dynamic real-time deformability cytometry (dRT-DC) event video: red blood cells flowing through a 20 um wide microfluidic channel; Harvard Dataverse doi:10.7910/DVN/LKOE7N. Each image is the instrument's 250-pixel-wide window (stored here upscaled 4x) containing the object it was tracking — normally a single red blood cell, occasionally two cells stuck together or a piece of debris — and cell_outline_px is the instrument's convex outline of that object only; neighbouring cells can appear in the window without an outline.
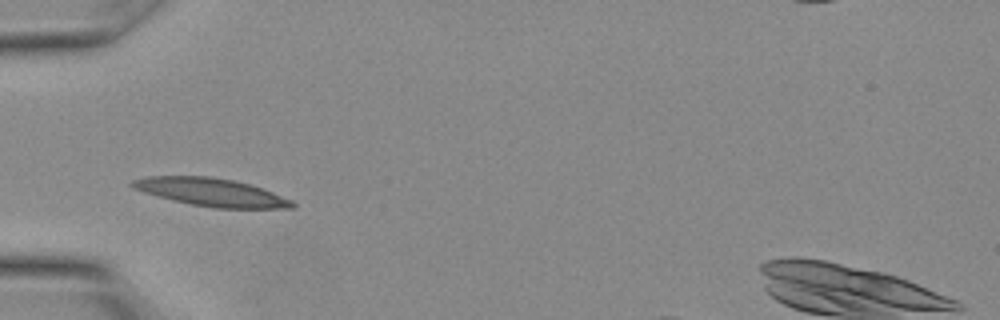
{"species": "Egyptian fruit bat (a non-hibernating species)", "species_latin": "Rousettus aegyptiacus", "temperature_condition": "warm", "stored_images_in_passage": 6, "camera_frame_rate_fps": 3000, "um_per_image_px": 0.085, "animal": {"sex": "female"}, "frame": {"image": 1, "passage_image": 1, "time_ms": 0.0, "image_size_px": [1000, 320], "cell_outline_px": [[296, 208], [216, 208], [192, 204], [144, 192], [132, 188], [128, 184], [132, 180], [148, 176], [208, 176], [232, 180], [252, 184], [292, 200], [296, 204]], "centroid_in_image_um": [17.98, 16.33], "position_along_channel_um": 67.0, "area_um2": 25.84}}
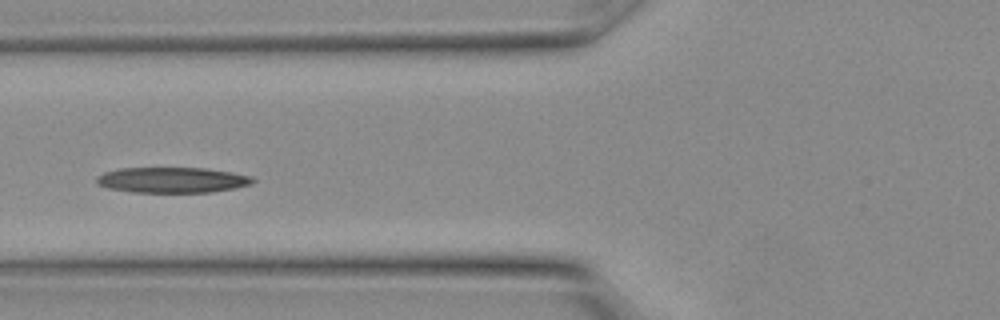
{"frame": {"image": 2, "passage_image": 3, "time_ms": 0.667, "image_size_px": [1000, 320], "cell_outline_px": [[256, 180], [252, 184], [236, 188], [212, 192], [132, 192], [108, 188], [96, 184], [96, 176], [104, 172], [120, 168], [204, 168], [232, 172], [252, 176]], "centroid_in_image_um": [14.65, 15.3], "position_along_channel_um": 111.2, "area_um2": 23.41}}
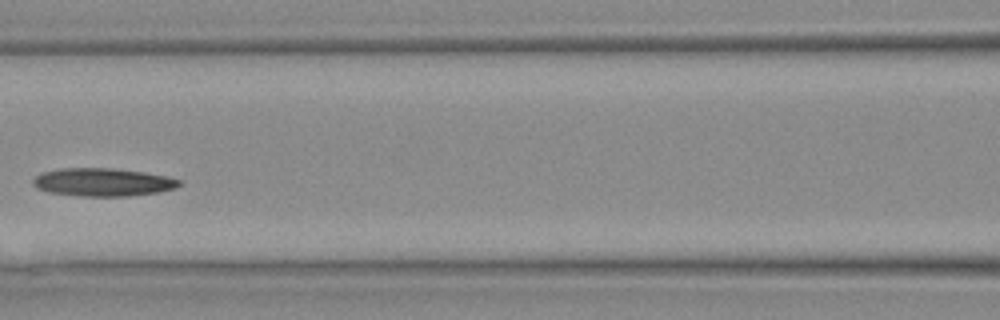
{"frame": {"image": 3, "passage_image": 5, "time_ms": 1.333, "image_size_px": [1000, 320], "cell_outline_px": [[180, 184], [176, 188], [160, 192], [128, 196], [80, 196], [48, 192], [36, 188], [32, 184], [32, 180], [40, 172], [64, 168], [112, 168], [144, 172], [168, 176], [180, 180]], "centroid_in_image_um": [8.72, 15.48], "position_along_channel_um": 157.9, "area_um2": 24.04}}